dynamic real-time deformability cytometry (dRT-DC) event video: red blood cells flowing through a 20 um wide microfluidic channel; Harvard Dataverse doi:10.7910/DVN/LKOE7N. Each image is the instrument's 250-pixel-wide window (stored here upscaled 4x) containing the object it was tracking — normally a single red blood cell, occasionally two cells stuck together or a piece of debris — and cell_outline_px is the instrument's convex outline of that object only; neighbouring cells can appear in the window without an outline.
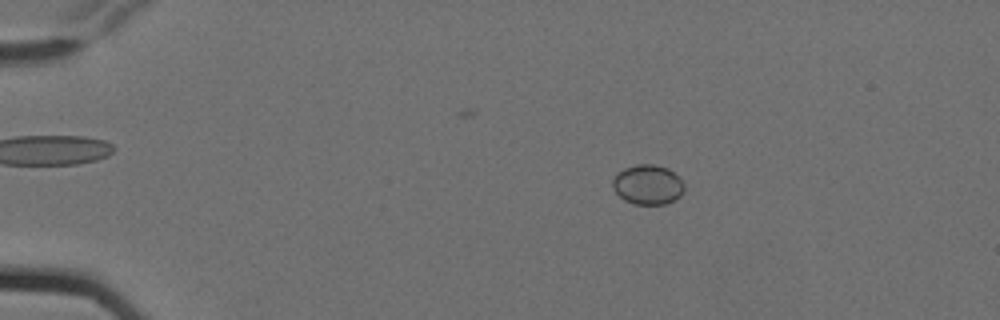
{"species": "Egyptian fruit bat (a non-hibernating species)", "species_latin": "Rousettus aegyptiacus", "temperature_condition": "cold", "stored_images_in_passage": 5, "camera_frame_rate_fps": 3000, "um_per_image_px": 0.085, "animal": {"sex": "female"}, "frame": {"image": 1, "passage_image": 3, "time_ms": 0.667, "image_size_px": [1000, 320], "cell_outline_px": [[684, 188], [680, 196], [664, 204], [636, 204], [624, 200], [612, 188], [612, 180], [624, 168], [636, 164], [656, 164], [668, 168], [680, 176], [684, 184]], "centroid_in_image_um": [55.08, 15.67], "position_along_channel_um": 29.9, "area_um2": 16.59}}